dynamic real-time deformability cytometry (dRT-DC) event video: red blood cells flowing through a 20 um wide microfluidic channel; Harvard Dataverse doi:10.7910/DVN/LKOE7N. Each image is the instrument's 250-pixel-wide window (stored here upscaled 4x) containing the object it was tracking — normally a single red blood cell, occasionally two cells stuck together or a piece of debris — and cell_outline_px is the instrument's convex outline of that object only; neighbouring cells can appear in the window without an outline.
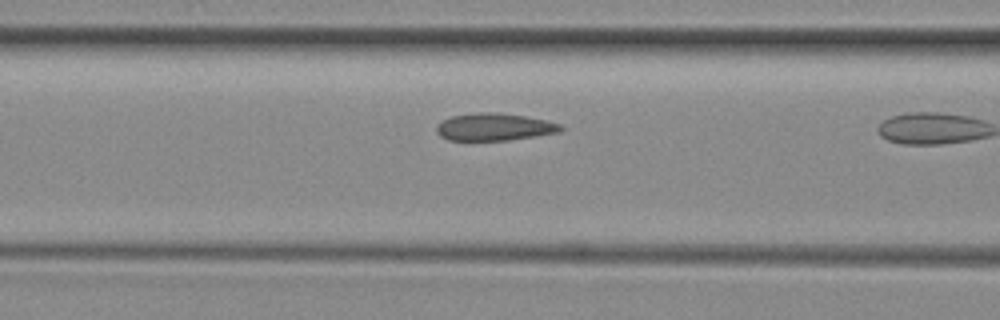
{"species": "common noctule bat (a hibernating species)", "species_latin": "Nyctalus noctula", "temperature_condition": "room temperature", "stored_images_in_passage": 10, "camera_frame_rate_fps": 3000, "um_per_image_px": 0.085, "animal": {"sex": "female", "body_mass_g": 29.2, "forearm_length_mm": 56.3}, "frame": {"image": 1, "passage_image": 9, "time_ms": 2.667, "image_size_px": [1000, 320], "cell_outline_px": [[564, 128], [560, 132], [508, 140], [448, 140], [440, 136], [436, 132], [436, 124], [452, 116], [476, 112], [500, 112], [524, 116], [544, 120], [560, 124]], "centroid_in_image_um": [41.99, 10.78], "position_along_channel_um": 124.6, "area_um2": 19.77}}